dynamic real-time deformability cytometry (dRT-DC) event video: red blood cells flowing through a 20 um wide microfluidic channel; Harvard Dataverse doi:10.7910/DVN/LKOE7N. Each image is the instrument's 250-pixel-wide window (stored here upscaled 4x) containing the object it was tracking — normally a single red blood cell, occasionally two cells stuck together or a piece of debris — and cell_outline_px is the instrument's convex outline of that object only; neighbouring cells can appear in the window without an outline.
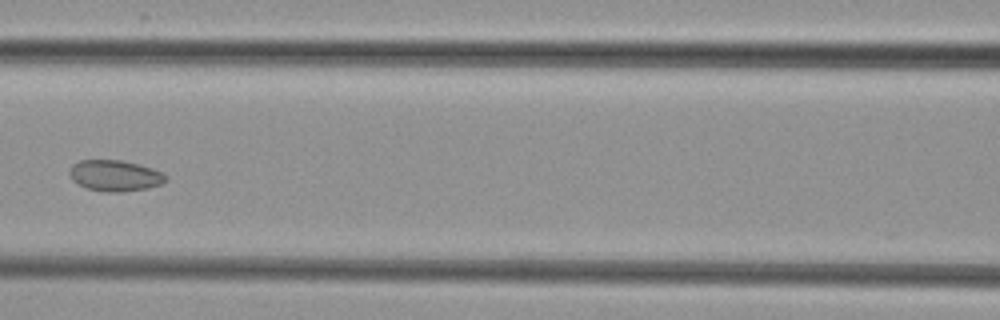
{"species": "common noctule bat (a hibernating species)", "species_latin": "Nyctalus noctula", "temperature_condition": "cold", "stored_images_in_passage": 6, "camera_frame_rate_fps": 3000, "um_per_image_px": 0.085, "animal": {"sex": "female", "body_mass_g": 29.2, "forearm_length_mm": 56.3}, "frame": {"image": 1, "passage_image": 6, "time_ms": 7.0, "image_size_px": [1000, 320], "cell_outline_px": [[168, 180], [160, 184], [148, 188], [124, 192], [104, 192], [88, 188], [76, 184], [72, 180], [68, 172], [72, 164], [80, 160], [120, 160], [140, 164], [152, 168], [168, 176]], "centroid_in_image_um": [9.76, 14.93], "position_along_channel_um": 156.8, "area_um2": 17.63}}